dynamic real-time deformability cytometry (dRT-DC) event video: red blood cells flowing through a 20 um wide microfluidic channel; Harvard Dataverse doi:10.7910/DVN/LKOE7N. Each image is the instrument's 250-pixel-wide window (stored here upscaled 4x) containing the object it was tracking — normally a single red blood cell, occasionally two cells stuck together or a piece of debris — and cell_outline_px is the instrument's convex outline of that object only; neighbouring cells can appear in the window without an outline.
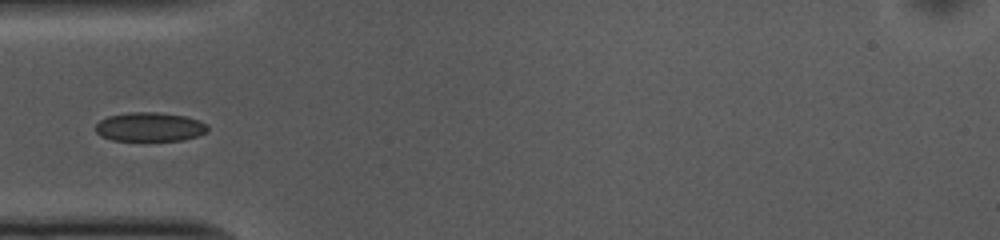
{"species": "common noctule bat (a hibernating species)", "species_latin": "Nyctalus noctula", "temperature_condition": "cold", "stored_images_in_passage": 38, "camera_frame_rate_fps": 3000, "um_per_image_px": 0.085, "animal": {"sex": "female", "body_mass_g": 10.0, "forearm_length_mm": 53.1}, "frame": {"image": 1, "passage_image": 1, "time_ms": 0.0, "image_size_px": [1000, 240], "cell_outline_px": [[208, 132], [184, 140], [112, 140], [100, 136], [96, 132], [96, 124], [100, 120], [108, 116], [128, 112], [156, 112], [184, 116], [200, 120], [208, 124]], "centroid_in_image_um": [12.74, 10.78], "position_along_channel_um": 72.3, "area_um2": 19.02}}
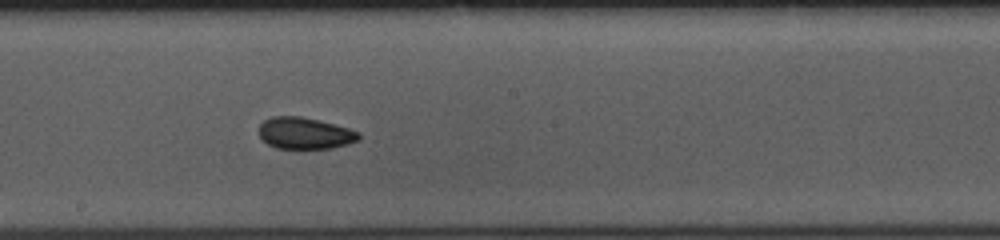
{"frame": {"image": 2, "passage_image": 13, "time_ms": 4.0, "image_size_px": [1000, 240], "cell_outline_px": [[360, 140], [348, 144], [332, 148], [276, 148], [268, 144], [260, 136], [260, 124], [264, 120], [272, 116], [300, 116], [348, 128], [360, 132]], "centroid_in_image_um": [25.93, 11.33], "position_along_channel_um": 222.3, "area_um2": 18.21}}
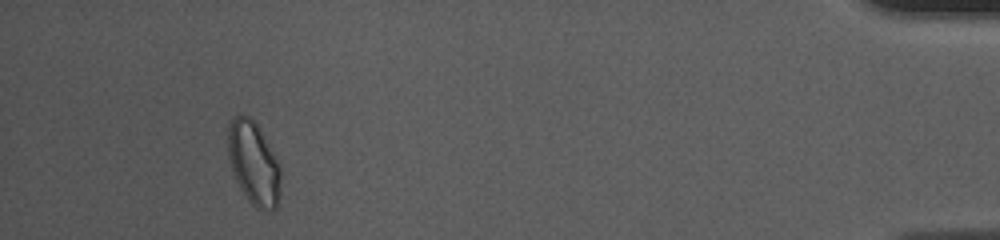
{"frame": {"image": 3, "passage_image": 34, "time_ms": 11.0, "image_size_px": [1000, 240], "cell_outline_px": [[280, 200], [276, 208], [256, 208], [244, 196], [236, 180], [228, 156], [228, 128], [232, 120], [236, 116], [248, 116], [256, 120], [280, 164]], "centroid_in_image_um": [21.58, 13.86], "position_along_channel_um": 413.6, "area_um2": 25.55}}